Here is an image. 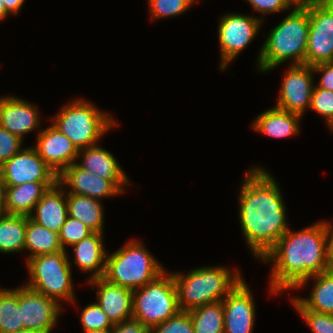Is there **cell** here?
<instances>
[{"mask_svg":"<svg viewBox=\"0 0 333 333\" xmlns=\"http://www.w3.org/2000/svg\"><path fill=\"white\" fill-rule=\"evenodd\" d=\"M244 177L238 200L240 225L250 251L262 260L289 229L285 202L264 168L252 167Z\"/></svg>","mask_w":333,"mask_h":333,"instance_id":"cell-1","label":"cell"},{"mask_svg":"<svg viewBox=\"0 0 333 333\" xmlns=\"http://www.w3.org/2000/svg\"><path fill=\"white\" fill-rule=\"evenodd\" d=\"M261 261L273 263L270 294L296 289L305 279L330 270L327 250V222L300 231L285 232Z\"/></svg>","mask_w":333,"mask_h":333,"instance_id":"cell-2","label":"cell"},{"mask_svg":"<svg viewBox=\"0 0 333 333\" xmlns=\"http://www.w3.org/2000/svg\"><path fill=\"white\" fill-rule=\"evenodd\" d=\"M308 35L309 2L296 4L268 33L258 55L257 69L269 72L288 60H292V65L305 64Z\"/></svg>","mask_w":333,"mask_h":333,"instance_id":"cell-3","label":"cell"},{"mask_svg":"<svg viewBox=\"0 0 333 333\" xmlns=\"http://www.w3.org/2000/svg\"><path fill=\"white\" fill-rule=\"evenodd\" d=\"M224 266H205L187 274L171 273L177 289L180 311H190L205 304L223 300L243 279L238 270Z\"/></svg>","mask_w":333,"mask_h":333,"instance_id":"cell-4","label":"cell"},{"mask_svg":"<svg viewBox=\"0 0 333 333\" xmlns=\"http://www.w3.org/2000/svg\"><path fill=\"white\" fill-rule=\"evenodd\" d=\"M106 257L103 278L121 287L135 290L157 279L166 270L141 241L132 240Z\"/></svg>","mask_w":333,"mask_h":333,"instance_id":"cell-5","label":"cell"},{"mask_svg":"<svg viewBox=\"0 0 333 333\" xmlns=\"http://www.w3.org/2000/svg\"><path fill=\"white\" fill-rule=\"evenodd\" d=\"M52 118V125L67 136L78 150L96 145L118 123L109 113L83 99L73 100Z\"/></svg>","mask_w":333,"mask_h":333,"instance_id":"cell-6","label":"cell"},{"mask_svg":"<svg viewBox=\"0 0 333 333\" xmlns=\"http://www.w3.org/2000/svg\"><path fill=\"white\" fill-rule=\"evenodd\" d=\"M66 252L62 250L28 259L26 264L30 279L25 286L58 303L63 299L73 303L72 265Z\"/></svg>","mask_w":333,"mask_h":333,"instance_id":"cell-7","label":"cell"},{"mask_svg":"<svg viewBox=\"0 0 333 333\" xmlns=\"http://www.w3.org/2000/svg\"><path fill=\"white\" fill-rule=\"evenodd\" d=\"M166 272L151 283L133 290V318L149 330L180 311L174 278Z\"/></svg>","mask_w":333,"mask_h":333,"instance_id":"cell-8","label":"cell"},{"mask_svg":"<svg viewBox=\"0 0 333 333\" xmlns=\"http://www.w3.org/2000/svg\"><path fill=\"white\" fill-rule=\"evenodd\" d=\"M263 22L264 19L261 17L237 13L222 16L218 25L221 70L224 71L227 65L250 44Z\"/></svg>","mask_w":333,"mask_h":333,"instance_id":"cell-9","label":"cell"},{"mask_svg":"<svg viewBox=\"0 0 333 333\" xmlns=\"http://www.w3.org/2000/svg\"><path fill=\"white\" fill-rule=\"evenodd\" d=\"M333 60V5L309 1V35L305 64L314 66Z\"/></svg>","mask_w":333,"mask_h":333,"instance_id":"cell-10","label":"cell"},{"mask_svg":"<svg viewBox=\"0 0 333 333\" xmlns=\"http://www.w3.org/2000/svg\"><path fill=\"white\" fill-rule=\"evenodd\" d=\"M6 186H19L26 182H58L56 172L39 156L34 147L21 149L0 166Z\"/></svg>","mask_w":333,"mask_h":333,"instance_id":"cell-11","label":"cell"},{"mask_svg":"<svg viewBox=\"0 0 333 333\" xmlns=\"http://www.w3.org/2000/svg\"><path fill=\"white\" fill-rule=\"evenodd\" d=\"M285 73L275 107L302 116L310 107L315 87L313 68L306 64H290Z\"/></svg>","mask_w":333,"mask_h":333,"instance_id":"cell-12","label":"cell"},{"mask_svg":"<svg viewBox=\"0 0 333 333\" xmlns=\"http://www.w3.org/2000/svg\"><path fill=\"white\" fill-rule=\"evenodd\" d=\"M19 307L22 310L24 329L51 333L59 318L61 304L25 285L19 286Z\"/></svg>","mask_w":333,"mask_h":333,"instance_id":"cell-13","label":"cell"},{"mask_svg":"<svg viewBox=\"0 0 333 333\" xmlns=\"http://www.w3.org/2000/svg\"><path fill=\"white\" fill-rule=\"evenodd\" d=\"M224 333H252L255 302L247 283L242 279L222 300Z\"/></svg>","mask_w":333,"mask_h":333,"instance_id":"cell-14","label":"cell"},{"mask_svg":"<svg viewBox=\"0 0 333 333\" xmlns=\"http://www.w3.org/2000/svg\"><path fill=\"white\" fill-rule=\"evenodd\" d=\"M33 147L57 175L78 159L79 150L53 125L38 132L36 146Z\"/></svg>","mask_w":333,"mask_h":333,"instance_id":"cell-15","label":"cell"},{"mask_svg":"<svg viewBox=\"0 0 333 333\" xmlns=\"http://www.w3.org/2000/svg\"><path fill=\"white\" fill-rule=\"evenodd\" d=\"M58 183L70 188L66 193L84 195L98 200L122 194L110 180L80 168L76 162L58 175Z\"/></svg>","mask_w":333,"mask_h":333,"instance_id":"cell-16","label":"cell"},{"mask_svg":"<svg viewBox=\"0 0 333 333\" xmlns=\"http://www.w3.org/2000/svg\"><path fill=\"white\" fill-rule=\"evenodd\" d=\"M0 126L23 140L40 127L37 106L15 96L0 97Z\"/></svg>","mask_w":333,"mask_h":333,"instance_id":"cell-17","label":"cell"},{"mask_svg":"<svg viewBox=\"0 0 333 333\" xmlns=\"http://www.w3.org/2000/svg\"><path fill=\"white\" fill-rule=\"evenodd\" d=\"M88 282L98 289L97 303L113 324L133 318V290L112 284L103 277Z\"/></svg>","mask_w":333,"mask_h":333,"instance_id":"cell-18","label":"cell"},{"mask_svg":"<svg viewBox=\"0 0 333 333\" xmlns=\"http://www.w3.org/2000/svg\"><path fill=\"white\" fill-rule=\"evenodd\" d=\"M79 157L82 159L80 164L77 163L80 168L110 180L122 193L125 192L124 188L130 181L111 152L96 144L80 149Z\"/></svg>","mask_w":333,"mask_h":333,"instance_id":"cell-19","label":"cell"},{"mask_svg":"<svg viewBox=\"0 0 333 333\" xmlns=\"http://www.w3.org/2000/svg\"><path fill=\"white\" fill-rule=\"evenodd\" d=\"M66 190L58 182L50 187L29 216L34 222L59 234L68 215Z\"/></svg>","mask_w":333,"mask_h":333,"instance_id":"cell-20","label":"cell"},{"mask_svg":"<svg viewBox=\"0 0 333 333\" xmlns=\"http://www.w3.org/2000/svg\"><path fill=\"white\" fill-rule=\"evenodd\" d=\"M103 238V233L93 232L87 238L72 245L75 264L79 270L84 273L92 272L89 280L104 276L107 252L103 246Z\"/></svg>","mask_w":333,"mask_h":333,"instance_id":"cell-21","label":"cell"},{"mask_svg":"<svg viewBox=\"0 0 333 333\" xmlns=\"http://www.w3.org/2000/svg\"><path fill=\"white\" fill-rule=\"evenodd\" d=\"M57 182H26L6 186V214L30 216L43 194Z\"/></svg>","mask_w":333,"mask_h":333,"instance_id":"cell-22","label":"cell"},{"mask_svg":"<svg viewBox=\"0 0 333 333\" xmlns=\"http://www.w3.org/2000/svg\"><path fill=\"white\" fill-rule=\"evenodd\" d=\"M253 121L252 128L269 137L285 138L299 134L301 115L274 107L268 109Z\"/></svg>","mask_w":333,"mask_h":333,"instance_id":"cell-23","label":"cell"},{"mask_svg":"<svg viewBox=\"0 0 333 333\" xmlns=\"http://www.w3.org/2000/svg\"><path fill=\"white\" fill-rule=\"evenodd\" d=\"M68 215L78 219L93 232L103 233L104 207L100 200L66 193Z\"/></svg>","mask_w":333,"mask_h":333,"instance_id":"cell-24","label":"cell"},{"mask_svg":"<svg viewBox=\"0 0 333 333\" xmlns=\"http://www.w3.org/2000/svg\"><path fill=\"white\" fill-rule=\"evenodd\" d=\"M312 278L315 280V283L309 298H298L297 296L295 299L305 309L319 313L333 314V271L328 270L307 278L296 289L302 288Z\"/></svg>","mask_w":333,"mask_h":333,"instance_id":"cell-25","label":"cell"},{"mask_svg":"<svg viewBox=\"0 0 333 333\" xmlns=\"http://www.w3.org/2000/svg\"><path fill=\"white\" fill-rule=\"evenodd\" d=\"M24 250L30 251L28 260L39 255L56 253L63 249L57 233L37 224L27 216Z\"/></svg>","mask_w":333,"mask_h":333,"instance_id":"cell-26","label":"cell"},{"mask_svg":"<svg viewBox=\"0 0 333 333\" xmlns=\"http://www.w3.org/2000/svg\"><path fill=\"white\" fill-rule=\"evenodd\" d=\"M27 216L0 215V253H15L25 248Z\"/></svg>","mask_w":333,"mask_h":333,"instance_id":"cell-27","label":"cell"},{"mask_svg":"<svg viewBox=\"0 0 333 333\" xmlns=\"http://www.w3.org/2000/svg\"><path fill=\"white\" fill-rule=\"evenodd\" d=\"M194 333H224L223 303L217 301L188 311Z\"/></svg>","mask_w":333,"mask_h":333,"instance_id":"cell-28","label":"cell"},{"mask_svg":"<svg viewBox=\"0 0 333 333\" xmlns=\"http://www.w3.org/2000/svg\"><path fill=\"white\" fill-rule=\"evenodd\" d=\"M24 329L19 307V287L0 289V333H15Z\"/></svg>","mask_w":333,"mask_h":333,"instance_id":"cell-29","label":"cell"},{"mask_svg":"<svg viewBox=\"0 0 333 333\" xmlns=\"http://www.w3.org/2000/svg\"><path fill=\"white\" fill-rule=\"evenodd\" d=\"M291 302L313 333H333V314L305 309L294 297Z\"/></svg>","mask_w":333,"mask_h":333,"instance_id":"cell-30","label":"cell"},{"mask_svg":"<svg viewBox=\"0 0 333 333\" xmlns=\"http://www.w3.org/2000/svg\"><path fill=\"white\" fill-rule=\"evenodd\" d=\"M80 318L84 332L112 329L114 325L97 302L84 307Z\"/></svg>","mask_w":333,"mask_h":333,"instance_id":"cell-31","label":"cell"},{"mask_svg":"<svg viewBox=\"0 0 333 333\" xmlns=\"http://www.w3.org/2000/svg\"><path fill=\"white\" fill-rule=\"evenodd\" d=\"M148 4L153 20L179 16L193 5L191 0H148Z\"/></svg>","mask_w":333,"mask_h":333,"instance_id":"cell-32","label":"cell"},{"mask_svg":"<svg viewBox=\"0 0 333 333\" xmlns=\"http://www.w3.org/2000/svg\"><path fill=\"white\" fill-rule=\"evenodd\" d=\"M93 231L83 224L78 219L67 217L64 225L59 232V242L63 250H66V246H72L82 239L87 238Z\"/></svg>","mask_w":333,"mask_h":333,"instance_id":"cell-33","label":"cell"},{"mask_svg":"<svg viewBox=\"0 0 333 333\" xmlns=\"http://www.w3.org/2000/svg\"><path fill=\"white\" fill-rule=\"evenodd\" d=\"M309 109L322 116L333 131V91L314 88Z\"/></svg>","mask_w":333,"mask_h":333,"instance_id":"cell-34","label":"cell"},{"mask_svg":"<svg viewBox=\"0 0 333 333\" xmlns=\"http://www.w3.org/2000/svg\"><path fill=\"white\" fill-rule=\"evenodd\" d=\"M150 333H194L189 312L179 311L175 316L151 328Z\"/></svg>","mask_w":333,"mask_h":333,"instance_id":"cell-35","label":"cell"},{"mask_svg":"<svg viewBox=\"0 0 333 333\" xmlns=\"http://www.w3.org/2000/svg\"><path fill=\"white\" fill-rule=\"evenodd\" d=\"M23 140L0 126V166L22 149Z\"/></svg>","mask_w":333,"mask_h":333,"instance_id":"cell-36","label":"cell"},{"mask_svg":"<svg viewBox=\"0 0 333 333\" xmlns=\"http://www.w3.org/2000/svg\"><path fill=\"white\" fill-rule=\"evenodd\" d=\"M254 11L263 14L283 12L297 3L294 0H246Z\"/></svg>","mask_w":333,"mask_h":333,"instance_id":"cell-37","label":"cell"},{"mask_svg":"<svg viewBox=\"0 0 333 333\" xmlns=\"http://www.w3.org/2000/svg\"><path fill=\"white\" fill-rule=\"evenodd\" d=\"M313 72L321 73L319 84L314 88H322L333 91V60L312 66Z\"/></svg>","mask_w":333,"mask_h":333,"instance_id":"cell-38","label":"cell"},{"mask_svg":"<svg viewBox=\"0 0 333 333\" xmlns=\"http://www.w3.org/2000/svg\"><path fill=\"white\" fill-rule=\"evenodd\" d=\"M150 330L140 321L132 318L126 321L115 323L111 333H149Z\"/></svg>","mask_w":333,"mask_h":333,"instance_id":"cell-39","label":"cell"},{"mask_svg":"<svg viewBox=\"0 0 333 333\" xmlns=\"http://www.w3.org/2000/svg\"><path fill=\"white\" fill-rule=\"evenodd\" d=\"M333 227L331 223L327 222V250H328V263L330 270L333 271Z\"/></svg>","mask_w":333,"mask_h":333,"instance_id":"cell-40","label":"cell"},{"mask_svg":"<svg viewBox=\"0 0 333 333\" xmlns=\"http://www.w3.org/2000/svg\"><path fill=\"white\" fill-rule=\"evenodd\" d=\"M25 0H2L6 11L10 15H17Z\"/></svg>","mask_w":333,"mask_h":333,"instance_id":"cell-41","label":"cell"},{"mask_svg":"<svg viewBox=\"0 0 333 333\" xmlns=\"http://www.w3.org/2000/svg\"><path fill=\"white\" fill-rule=\"evenodd\" d=\"M5 195H6V185L0 174V215L6 214Z\"/></svg>","mask_w":333,"mask_h":333,"instance_id":"cell-42","label":"cell"},{"mask_svg":"<svg viewBox=\"0 0 333 333\" xmlns=\"http://www.w3.org/2000/svg\"><path fill=\"white\" fill-rule=\"evenodd\" d=\"M8 15L10 14L6 11L2 0H0V21L6 19Z\"/></svg>","mask_w":333,"mask_h":333,"instance_id":"cell-43","label":"cell"},{"mask_svg":"<svg viewBox=\"0 0 333 333\" xmlns=\"http://www.w3.org/2000/svg\"><path fill=\"white\" fill-rule=\"evenodd\" d=\"M85 333H111V329H107V330H94V331H88Z\"/></svg>","mask_w":333,"mask_h":333,"instance_id":"cell-44","label":"cell"},{"mask_svg":"<svg viewBox=\"0 0 333 333\" xmlns=\"http://www.w3.org/2000/svg\"><path fill=\"white\" fill-rule=\"evenodd\" d=\"M315 1L326 5H333V0H315Z\"/></svg>","mask_w":333,"mask_h":333,"instance_id":"cell-45","label":"cell"},{"mask_svg":"<svg viewBox=\"0 0 333 333\" xmlns=\"http://www.w3.org/2000/svg\"><path fill=\"white\" fill-rule=\"evenodd\" d=\"M15 333H39V332H36V331H33V330H28V329H21V330H18L17 332Z\"/></svg>","mask_w":333,"mask_h":333,"instance_id":"cell-46","label":"cell"},{"mask_svg":"<svg viewBox=\"0 0 333 333\" xmlns=\"http://www.w3.org/2000/svg\"><path fill=\"white\" fill-rule=\"evenodd\" d=\"M297 4H302L305 2H309V1H315V0H294Z\"/></svg>","mask_w":333,"mask_h":333,"instance_id":"cell-47","label":"cell"},{"mask_svg":"<svg viewBox=\"0 0 333 333\" xmlns=\"http://www.w3.org/2000/svg\"><path fill=\"white\" fill-rule=\"evenodd\" d=\"M196 1H198V0H191V2L194 4Z\"/></svg>","mask_w":333,"mask_h":333,"instance_id":"cell-48","label":"cell"}]
</instances>
